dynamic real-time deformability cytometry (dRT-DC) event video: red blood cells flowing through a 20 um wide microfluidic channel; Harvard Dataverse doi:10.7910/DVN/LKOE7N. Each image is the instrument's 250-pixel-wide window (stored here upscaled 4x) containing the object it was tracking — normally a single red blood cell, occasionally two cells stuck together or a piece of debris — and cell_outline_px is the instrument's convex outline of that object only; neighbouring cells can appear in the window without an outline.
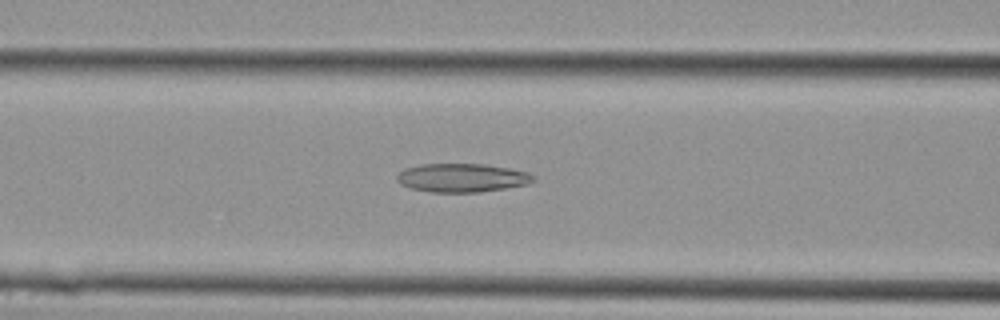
{"species": "Egyptian fruit bat (a non-hibernating species)", "species_latin": "Rousettus aegyptiacus", "temperature_condition": "cold", "stored_images_in_passage": 24, "camera_frame_rate_fps": 3000, "um_per_image_px": 0.085, "animal": {"sex": "female"}, "frame": {"image": 1, "passage_image": 7, "time_ms": 2.0, "image_size_px": [1000, 320], "cell_outline_px": [[536, 180], [528, 184], [480, 192], [432, 192], [408, 188], [400, 184], [396, 180], [396, 176], [404, 168], [420, 164], [484, 164], [512, 168], [528, 172], [536, 176]], "centroid_in_image_um": [39.27, 15.11], "position_along_channel_um": 127.3, "area_um2": 23.0}}
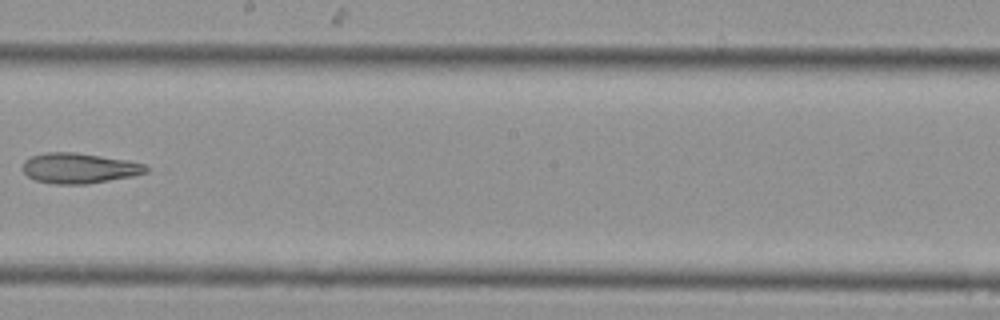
{"frame": {"image": 2, "passage_image": 12, "time_ms": 3.667, "image_size_px": [1000, 320], "cell_outline_px": [[148, 172], [132, 176], [88, 184], [56, 184], [36, 180], [28, 176], [24, 172], [24, 160], [32, 156], [44, 152], [76, 152], [128, 160], [144, 164], [148, 168]], "centroid_in_image_um": [6.74, 14.29], "position_along_channel_um": 241.5, "area_um2": 21.73}}
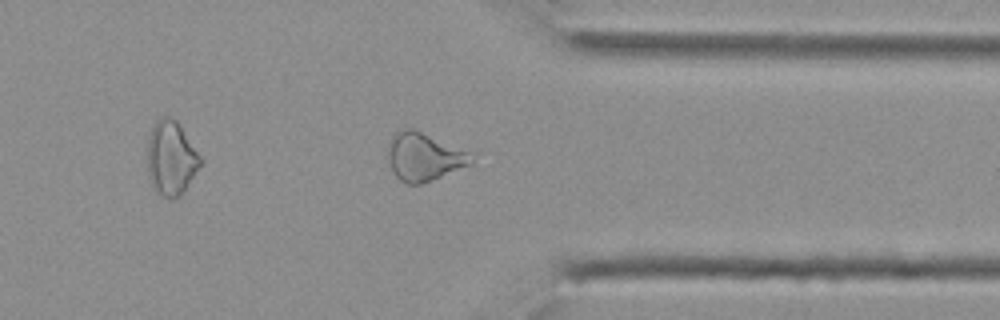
{"frame": {"image": 3, "passage_image": 18, "time_ms": 5.667, "image_size_px": [1000, 320], "cell_outline_px": [[472, 164], [420, 184], [408, 184], [400, 180], [392, 172], [388, 156], [388, 152], [392, 136], [400, 128], [412, 128], [468, 152], [472, 160]], "centroid_in_image_um": [35.99, 13.33], "position_along_channel_um": 375.4, "area_um2": 22.72}}